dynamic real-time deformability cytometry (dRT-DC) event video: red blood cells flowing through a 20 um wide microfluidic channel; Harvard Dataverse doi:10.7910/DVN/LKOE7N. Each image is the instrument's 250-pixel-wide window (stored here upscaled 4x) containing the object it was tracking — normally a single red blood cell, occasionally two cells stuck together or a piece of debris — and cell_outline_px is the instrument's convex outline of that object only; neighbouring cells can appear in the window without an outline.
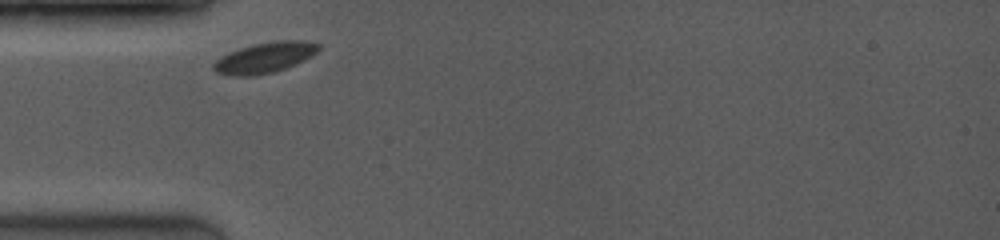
{"species": "common noctule bat (a hibernating species)", "species_latin": "Nyctalus noctula", "temperature_condition": "room temperature", "stored_images_in_passage": 15, "camera_frame_rate_fps": 3500, "um_per_image_px": 0.085, "animal": {"sex": "female", "body_mass_g": 19.0, "forearm_length_mm": 53.3}, "frame": {"image": 1, "passage_image": 1, "time_ms": 0.0, "image_size_px": [1000, 240], "cell_outline_px": [[320, 48], [312, 56], [304, 60], [284, 68], [272, 72], [252, 76], [232, 76], [216, 72], [212, 68], [212, 64], [216, 60], [240, 48], [252, 44], [276, 40], [304, 40], [320, 44]], "centroid_in_image_um": [22.52, 4.89], "position_along_channel_um": 62.5, "area_um2": 18.55}}
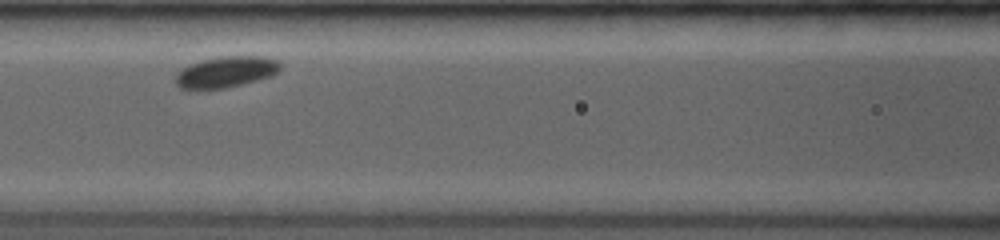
{"frame": {"image": 2, "passage_image": 5, "time_ms": 2.286, "image_size_px": [1000, 240], "cell_outline_px": [[280, 72], [272, 76], [224, 88], [180, 88], [176, 84], [176, 72], [188, 64], [220, 56], [264, 56], [276, 60], [280, 64]], "centroid_in_image_um": [19.22, 6.09], "position_along_channel_um": 147.4, "area_um2": 18.79}}
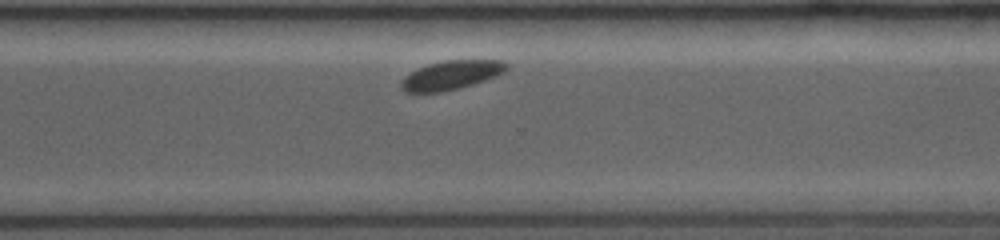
{"frame": {"image": 3, "passage_image": 14, "time_ms": 7.143, "image_size_px": [1000, 240], "cell_outline_px": [[508, 68], [504, 72], [496, 76], [460, 88], [444, 92], [404, 92], [400, 88], [400, 84], [404, 76], [416, 68], [428, 64], [444, 60], [504, 60], [508, 64]], "centroid_in_image_um": [38.33, 6.38], "position_along_channel_um": 332.3, "area_um2": 17.98}}